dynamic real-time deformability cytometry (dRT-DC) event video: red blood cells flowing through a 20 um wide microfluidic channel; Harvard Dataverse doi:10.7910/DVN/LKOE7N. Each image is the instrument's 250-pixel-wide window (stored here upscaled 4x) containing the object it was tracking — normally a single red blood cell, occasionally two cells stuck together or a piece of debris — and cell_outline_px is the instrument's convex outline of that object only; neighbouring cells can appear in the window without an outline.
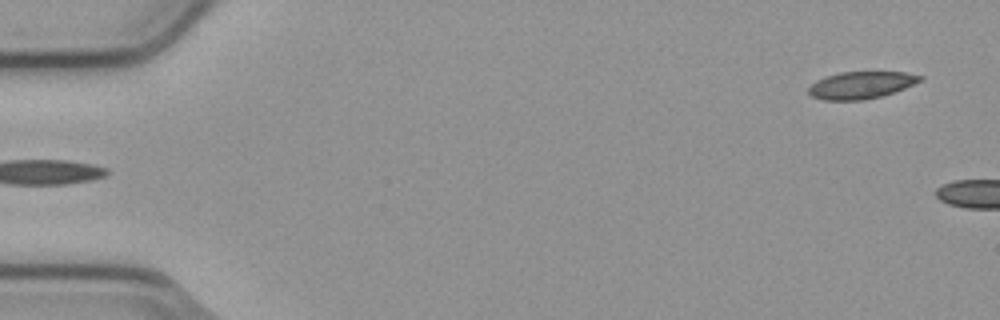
{"species": "common noctule bat (a hibernating species)", "species_latin": "Nyctalus noctula", "temperature_condition": "cold", "stored_images_in_passage": 3, "camera_frame_rate_fps": 3000, "um_per_image_px": 0.085, "animal": {"sex": "male", "body_mass_g": 23.1, "forearm_length_mm": 52.7}, "frame": {"image": 1, "passage_image": 1, "time_ms": 0.0, "image_size_px": [1000, 320], "cell_outline_px": [[924, 80], [904, 88], [880, 96], [864, 100], [824, 100], [812, 96], [808, 92], [808, 88], [816, 80], [824, 76], [840, 72], [904, 72], [924, 76]], "centroid_in_image_um": [73.19, 7.22], "position_along_channel_um": 11.8, "area_um2": 17.63}}